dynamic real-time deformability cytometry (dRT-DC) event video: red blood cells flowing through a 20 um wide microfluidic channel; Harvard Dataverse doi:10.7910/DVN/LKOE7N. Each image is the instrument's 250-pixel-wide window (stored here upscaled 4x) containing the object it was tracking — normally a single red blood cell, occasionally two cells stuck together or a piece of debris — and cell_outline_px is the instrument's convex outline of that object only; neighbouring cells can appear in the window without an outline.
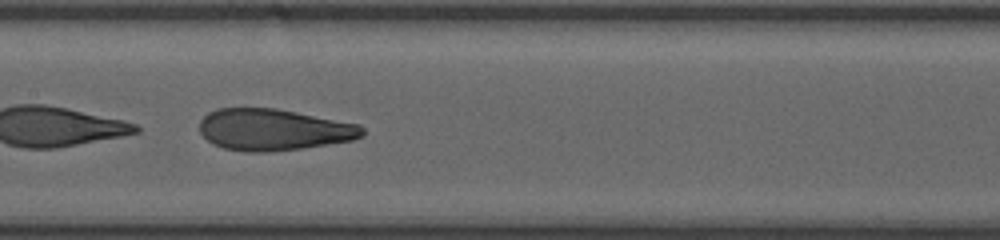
{"species": "human", "species_latin": "Homo sapiens", "temperature_condition": "room temperature", "stored_images_in_passage": 32, "camera_frame_rate_fps": 3000, "um_per_image_px": 0.085, "donor": {"sex": "female"}, "frame": {"image": 1, "passage_image": 10, "time_ms": 3.0, "image_size_px": [1000, 240], "cell_outline_px": [[364, 136], [352, 140], [300, 148], [268, 152], [244, 152], [224, 148], [212, 144], [200, 132], [200, 120], [208, 112], [216, 108], [276, 108], [360, 124], [364, 128]], "centroid_in_image_um": [23.24, 11.02], "position_along_channel_um": 184.2, "area_um2": 39.48}}
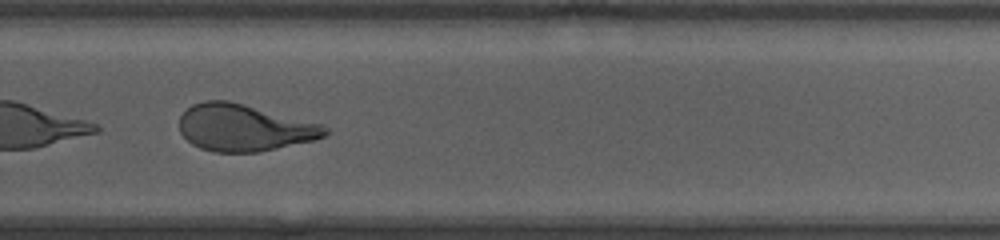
{"frame": {"image": 2, "passage_image": 19, "time_ms": 6.0, "image_size_px": [1000, 240], "cell_outline_px": [[328, 132], [324, 136], [312, 140], [260, 152], [212, 152], [200, 148], [192, 144], [180, 132], [180, 116], [192, 104], [204, 100], [228, 100], [324, 124], [328, 128]], "centroid_in_image_um": [20.75, 10.85], "position_along_channel_um": 309.1, "area_um2": 39.77}, "authors_computed_cell_mechanics": {"area_um2": 40.6045, "velocity_mm_per_s": 4.1897, "shape_relaxation_time_tau1_ms": 1.4716, "shape_relaxation_time_tau2_ms": 1.4918, "deformation_change_tau1": 0.3112, "deformation_change_tau2": 0.1026}}